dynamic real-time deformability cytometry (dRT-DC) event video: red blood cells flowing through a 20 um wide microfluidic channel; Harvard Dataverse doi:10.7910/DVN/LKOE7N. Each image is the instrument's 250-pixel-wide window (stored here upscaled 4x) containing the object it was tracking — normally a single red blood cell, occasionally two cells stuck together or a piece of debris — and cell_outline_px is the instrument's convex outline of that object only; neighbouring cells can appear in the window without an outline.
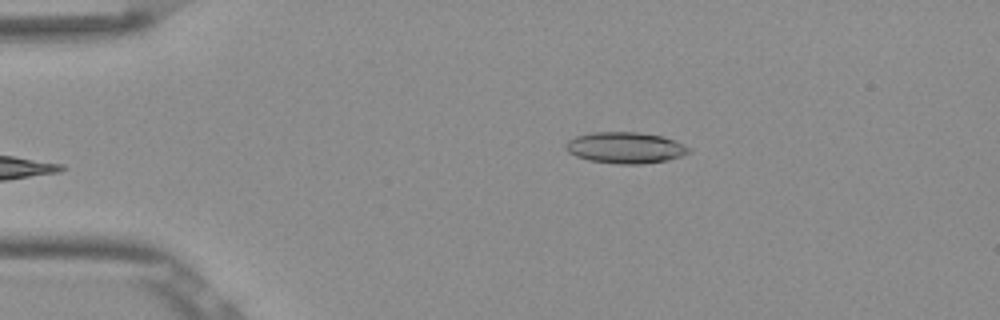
{"species": "Egyptian fruit bat (a non-hibernating species)", "species_latin": "Rousettus aegyptiacus", "temperature_condition": "room temperature", "stored_images_in_passage": 37, "camera_frame_rate_fps": 3000, "um_per_image_px": 0.085, "frame": {"image": 1, "passage_image": 1, "time_ms": 0.0, "image_size_px": [1000, 320], "cell_outline_px": [[692, 148], [688, 152], [680, 156], [668, 160], [640, 164], [616, 164], [588, 160], [576, 156], [568, 152], [564, 148], [564, 144], [568, 140], [576, 136], [592, 132], [640, 132], [664, 136], [684, 144]], "centroid_in_image_um": [53.13, 12.55], "position_along_channel_um": 31.9, "area_um2": 22.6}}
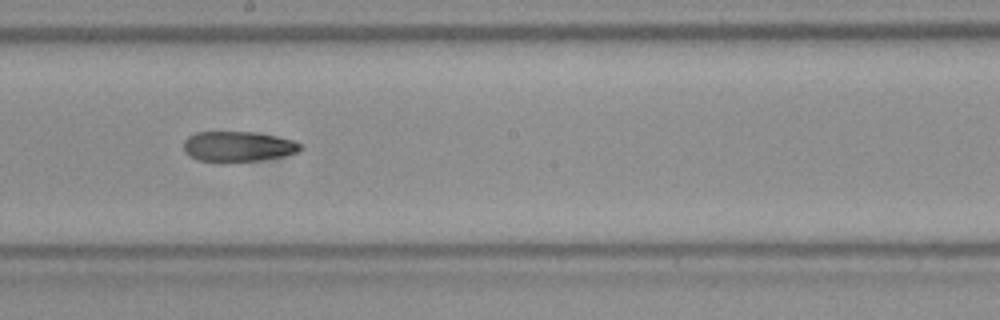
{"frame": {"image": 2, "passage_image": 20, "time_ms": 6.333, "image_size_px": [1000, 320], "cell_outline_px": [[304, 148], [296, 152], [284, 156], [260, 160], [196, 160], [188, 156], [184, 152], [184, 140], [188, 136], [196, 132], [252, 132], [276, 136], [296, 140], [304, 144]], "centroid_in_image_um": [20.27, 12.43], "position_along_channel_um": 227.9, "area_um2": 20.46}}
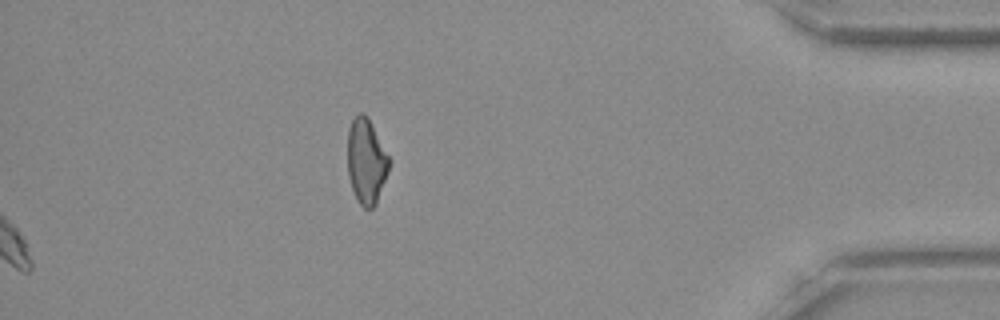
{"frame": {"image": 3, "passage_image": 37, "time_ms": 12.0, "image_size_px": [1000, 320], "cell_outline_px": [[392, 160], [388, 172], [376, 204], [372, 208], [364, 208], [356, 200], [348, 176], [348, 128], [352, 120], [360, 112], [364, 112], [368, 116]], "centroid_in_image_um": [31.15, 13.68], "position_along_channel_um": 404.0, "area_um2": 20.98}, "authors_computed_cell_mechanics": {"area_um2": 21.5594, "velocity_mm_per_s": 3.8804, "shape_relaxation_time_tau1_ms": null, "shape_relaxation_time_tau2_ms": 5.8067, "deformation_change_tau1": null, "deformation_change_tau2": 0.1581}}